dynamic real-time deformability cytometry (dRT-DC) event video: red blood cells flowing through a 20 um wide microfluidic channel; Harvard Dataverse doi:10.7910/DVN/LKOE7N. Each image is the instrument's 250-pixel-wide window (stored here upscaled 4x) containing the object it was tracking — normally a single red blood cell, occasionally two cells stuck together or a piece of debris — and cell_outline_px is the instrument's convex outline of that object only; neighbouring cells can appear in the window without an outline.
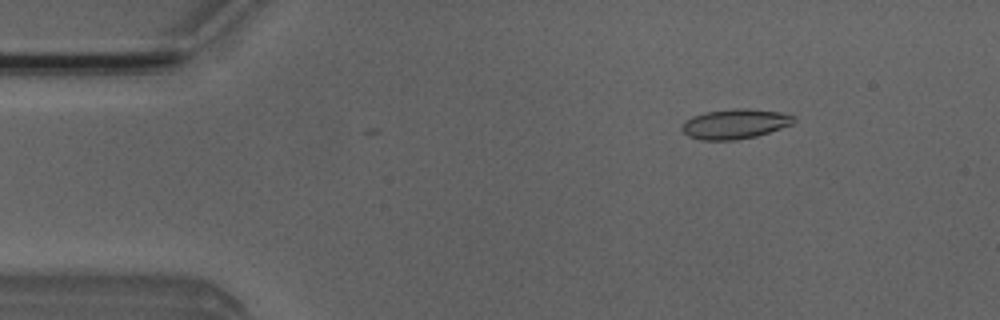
{"species": "Egyptian fruit bat (a non-hibernating species)", "species_latin": "Rousettus aegyptiacus", "temperature_condition": "room temperature", "stored_images_in_passage": 4, "camera_frame_rate_fps": 3000, "um_per_image_px": 0.085, "animal": {"sex": "male"}, "frame": {"image": 1, "passage_image": 2, "time_ms": 2.0, "image_size_px": [1000, 320], "cell_outline_px": [[796, 120], [792, 124], [756, 136], [736, 140], [700, 140], [688, 136], [680, 128], [684, 120], [692, 116], [704, 112], [736, 108], [748, 108], [780, 112], [796, 116]], "centroid_in_image_um": [62.45, 10.52], "position_along_channel_um": 22.6, "area_um2": 19.59}}